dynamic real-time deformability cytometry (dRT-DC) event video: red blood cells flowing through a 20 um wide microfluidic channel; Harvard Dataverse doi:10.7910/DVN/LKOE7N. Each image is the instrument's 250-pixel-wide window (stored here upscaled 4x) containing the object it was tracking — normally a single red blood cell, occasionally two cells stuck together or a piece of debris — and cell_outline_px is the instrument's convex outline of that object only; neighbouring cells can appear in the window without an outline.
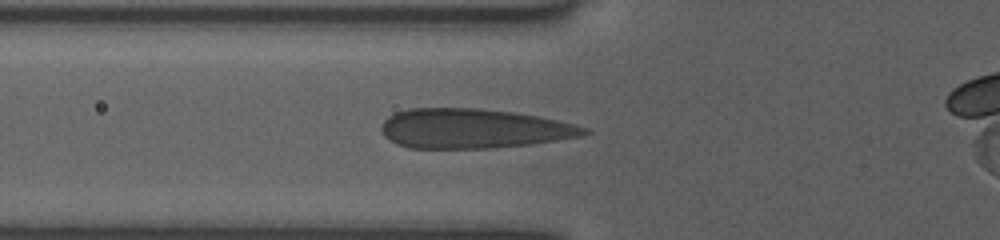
{"species": "human", "species_latin": "Homo sapiens", "temperature_condition": "room temperature", "stored_images_in_passage": 17, "camera_frame_rate_fps": 3000, "um_per_image_px": 0.085, "donor": {"sex": "female"}, "frame": {"image": 1, "passage_image": 8, "time_ms": 4.333, "image_size_px": [1000, 240], "cell_outline_px": [[592, 132], [580, 136], [532, 144], [488, 148], [412, 148], [396, 144], [388, 140], [380, 132], [380, 128], [384, 120], [388, 116], [396, 112], [408, 108], [480, 108], [512, 112], [540, 116], [588, 128]], "centroid_in_image_um": [40.19, 10.92], "position_along_channel_um": 85.6, "area_um2": 46.93}}
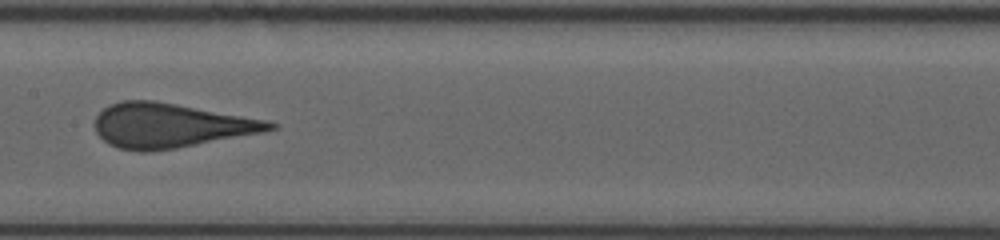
{"frame": {"image": 2, "passage_image": 14, "time_ms": 7.0, "image_size_px": [1000, 240], "cell_outline_px": [[280, 124], [276, 128], [264, 132], [176, 148], [148, 152], [140, 152], [120, 148], [108, 144], [96, 132], [96, 116], [104, 108], [120, 100], [156, 100], [268, 120]], "centroid_in_image_um": [14.51, 10.66], "position_along_channel_um": 192.9, "area_um2": 45.26}}
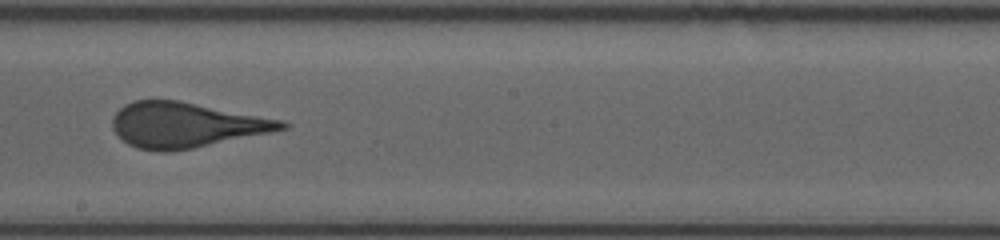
{"frame": {"image": 3, "passage_image": 16, "time_ms": 8.0, "image_size_px": [1000, 240], "cell_outline_px": [[288, 128], [192, 148], [168, 152], [160, 152], [136, 148], [128, 144], [112, 128], [112, 116], [124, 104], [136, 100], [180, 100], [280, 120], [288, 124]], "centroid_in_image_um": [15.73, 10.61], "position_along_channel_um": 232.5, "area_um2": 43.99}}